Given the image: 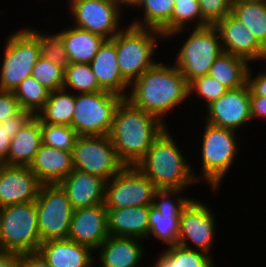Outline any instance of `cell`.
<instances>
[{
  "instance_id": "cell-1",
  "label": "cell",
  "mask_w": 266,
  "mask_h": 267,
  "mask_svg": "<svg viewBox=\"0 0 266 267\" xmlns=\"http://www.w3.org/2000/svg\"><path fill=\"white\" fill-rule=\"evenodd\" d=\"M126 98L132 105L148 112L162 123L165 116L189 99V87L180 70L173 64L158 62L130 84ZM164 119V120H163Z\"/></svg>"
},
{
  "instance_id": "cell-2",
  "label": "cell",
  "mask_w": 266,
  "mask_h": 267,
  "mask_svg": "<svg viewBox=\"0 0 266 267\" xmlns=\"http://www.w3.org/2000/svg\"><path fill=\"white\" fill-rule=\"evenodd\" d=\"M166 127L159 119L123 98L115 110L108 136L120 161L125 166H136Z\"/></svg>"
},
{
  "instance_id": "cell-3",
  "label": "cell",
  "mask_w": 266,
  "mask_h": 267,
  "mask_svg": "<svg viewBox=\"0 0 266 267\" xmlns=\"http://www.w3.org/2000/svg\"><path fill=\"white\" fill-rule=\"evenodd\" d=\"M166 127L136 165L157 189H188L195 185L193 168ZM194 183V184H193Z\"/></svg>"
},
{
  "instance_id": "cell-4",
  "label": "cell",
  "mask_w": 266,
  "mask_h": 267,
  "mask_svg": "<svg viewBox=\"0 0 266 267\" xmlns=\"http://www.w3.org/2000/svg\"><path fill=\"white\" fill-rule=\"evenodd\" d=\"M158 38L164 40L156 29L128 24L111 39L116 46L120 73L129 84L157 63L153 57L159 47Z\"/></svg>"
},
{
  "instance_id": "cell-5",
  "label": "cell",
  "mask_w": 266,
  "mask_h": 267,
  "mask_svg": "<svg viewBox=\"0 0 266 267\" xmlns=\"http://www.w3.org/2000/svg\"><path fill=\"white\" fill-rule=\"evenodd\" d=\"M204 127L201 143L202 176L196 173L195 178L198 182L206 181L215 194L230 167L234 165L240 149L238 145L241 143L237 141V131L215 126L206 121Z\"/></svg>"
},
{
  "instance_id": "cell-6",
  "label": "cell",
  "mask_w": 266,
  "mask_h": 267,
  "mask_svg": "<svg viewBox=\"0 0 266 267\" xmlns=\"http://www.w3.org/2000/svg\"><path fill=\"white\" fill-rule=\"evenodd\" d=\"M41 243L35 201L0 208L1 252H37Z\"/></svg>"
},
{
  "instance_id": "cell-7",
  "label": "cell",
  "mask_w": 266,
  "mask_h": 267,
  "mask_svg": "<svg viewBox=\"0 0 266 267\" xmlns=\"http://www.w3.org/2000/svg\"><path fill=\"white\" fill-rule=\"evenodd\" d=\"M0 68V90L14 91L27 77L41 56L39 39L28 27L9 35L4 44Z\"/></svg>"
},
{
  "instance_id": "cell-8",
  "label": "cell",
  "mask_w": 266,
  "mask_h": 267,
  "mask_svg": "<svg viewBox=\"0 0 266 267\" xmlns=\"http://www.w3.org/2000/svg\"><path fill=\"white\" fill-rule=\"evenodd\" d=\"M191 29L173 63L188 84L195 78L208 75L212 64L223 52L218 31L213 25Z\"/></svg>"
},
{
  "instance_id": "cell-9",
  "label": "cell",
  "mask_w": 266,
  "mask_h": 267,
  "mask_svg": "<svg viewBox=\"0 0 266 267\" xmlns=\"http://www.w3.org/2000/svg\"><path fill=\"white\" fill-rule=\"evenodd\" d=\"M123 97L108 91L75 94L71 127L78 136L109 135L113 116Z\"/></svg>"
},
{
  "instance_id": "cell-10",
  "label": "cell",
  "mask_w": 266,
  "mask_h": 267,
  "mask_svg": "<svg viewBox=\"0 0 266 267\" xmlns=\"http://www.w3.org/2000/svg\"><path fill=\"white\" fill-rule=\"evenodd\" d=\"M35 206L41 242L68 237L74 209L59 183L42 184Z\"/></svg>"
},
{
  "instance_id": "cell-11",
  "label": "cell",
  "mask_w": 266,
  "mask_h": 267,
  "mask_svg": "<svg viewBox=\"0 0 266 267\" xmlns=\"http://www.w3.org/2000/svg\"><path fill=\"white\" fill-rule=\"evenodd\" d=\"M72 159L74 169L101 177L106 182L125 166L108 135L78 136Z\"/></svg>"
},
{
  "instance_id": "cell-12",
  "label": "cell",
  "mask_w": 266,
  "mask_h": 267,
  "mask_svg": "<svg viewBox=\"0 0 266 267\" xmlns=\"http://www.w3.org/2000/svg\"><path fill=\"white\" fill-rule=\"evenodd\" d=\"M157 188L137 167L124 166L106 182V208H126L153 205Z\"/></svg>"
},
{
  "instance_id": "cell-13",
  "label": "cell",
  "mask_w": 266,
  "mask_h": 267,
  "mask_svg": "<svg viewBox=\"0 0 266 267\" xmlns=\"http://www.w3.org/2000/svg\"><path fill=\"white\" fill-rule=\"evenodd\" d=\"M69 13L74 26L112 39L123 28L122 8L111 0H69ZM120 24V25H119Z\"/></svg>"
},
{
  "instance_id": "cell-14",
  "label": "cell",
  "mask_w": 266,
  "mask_h": 267,
  "mask_svg": "<svg viewBox=\"0 0 266 267\" xmlns=\"http://www.w3.org/2000/svg\"><path fill=\"white\" fill-rule=\"evenodd\" d=\"M215 223L212 209L200 200L191 199L180 214L177 244L189 249H198L210 255L209 251L214 245L217 230ZM188 239L190 241L187 242Z\"/></svg>"
},
{
  "instance_id": "cell-15",
  "label": "cell",
  "mask_w": 266,
  "mask_h": 267,
  "mask_svg": "<svg viewBox=\"0 0 266 267\" xmlns=\"http://www.w3.org/2000/svg\"><path fill=\"white\" fill-rule=\"evenodd\" d=\"M206 122L215 126L239 131L252 121L250 108V88L244 86L229 89L224 95L206 107Z\"/></svg>"
},
{
  "instance_id": "cell-16",
  "label": "cell",
  "mask_w": 266,
  "mask_h": 267,
  "mask_svg": "<svg viewBox=\"0 0 266 267\" xmlns=\"http://www.w3.org/2000/svg\"><path fill=\"white\" fill-rule=\"evenodd\" d=\"M218 31L223 52L251 61L266 63V48L252 32L232 13L213 25Z\"/></svg>"
},
{
  "instance_id": "cell-17",
  "label": "cell",
  "mask_w": 266,
  "mask_h": 267,
  "mask_svg": "<svg viewBox=\"0 0 266 267\" xmlns=\"http://www.w3.org/2000/svg\"><path fill=\"white\" fill-rule=\"evenodd\" d=\"M42 183L27 166L0 165V208L33 202Z\"/></svg>"
},
{
  "instance_id": "cell-18",
  "label": "cell",
  "mask_w": 266,
  "mask_h": 267,
  "mask_svg": "<svg viewBox=\"0 0 266 267\" xmlns=\"http://www.w3.org/2000/svg\"><path fill=\"white\" fill-rule=\"evenodd\" d=\"M108 236L107 208L104 203L74 210L68 239L96 251Z\"/></svg>"
},
{
  "instance_id": "cell-19",
  "label": "cell",
  "mask_w": 266,
  "mask_h": 267,
  "mask_svg": "<svg viewBox=\"0 0 266 267\" xmlns=\"http://www.w3.org/2000/svg\"><path fill=\"white\" fill-rule=\"evenodd\" d=\"M59 184L74 210L104 203L106 181L101 177L73 169Z\"/></svg>"
},
{
  "instance_id": "cell-20",
  "label": "cell",
  "mask_w": 266,
  "mask_h": 267,
  "mask_svg": "<svg viewBox=\"0 0 266 267\" xmlns=\"http://www.w3.org/2000/svg\"><path fill=\"white\" fill-rule=\"evenodd\" d=\"M91 70L96 76L99 86L108 92L126 98L130 84L122 77L117 60L115 43L105 40L90 63Z\"/></svg>"
},
{
  "instance_id": "cell-21",
  "label": "cell",
  "mask_w": 266,
  "mask_h": 267,
  "mask_svg": "<svg viewBox=\"0 0 266 267\" xmlns=\"http://www.w3.org/2000/svg\"><path fill=\"white\" fill-rule=\"evenodd\" d=\"M93 250L68 238L42 242L38 253L51 267H93Z\"/></svg>"
},
{
  "instance_id": "cell-22",
  "label": "cell",
  "mask_w": 266,
  "mask_h": 267,
  "mask_svg": "<svg viewBox=\"0 0 266 267\" xmlns=\"http://www.w3.org/2000/svg\"><path fill=\"white\" fill-rule=\"evenodd\" d=\"M150 205L126 208H107L109 236L148 240Z\"/></svg>"
},
{
  "instance_id": "cell-23",
  "label": "cell",
  "mask_w": 266,
  "mask_h": 267,
  "mask_svg": "<svg viewBox=\"0 0 266 267\" xmlns=\"http://www.w3.org/2000/svg\"><path fill=\"white\" fill-rule=\"evenodd\" d=\"M29 168L42 184L60 183L74 169L72 151L42 143Z\"/></svg>"
},
{
  "instance_id": "cell-24",
  "label": "cell",
  "mask_w": 266,
  "mask_h": 267,
  "mask_svg": "<svg viewBox=\"0 0 266 267\" xmlns=\"http://www.w3.org/2000/svg\"><path fill=\"white\" fill-rule=\"evenodd\" d=\"M132 237L108 236L96 249L98 251L100 267H141L144 252L140 242Z\"/></svg>"
},
{
  "instance_id": "cell-25",
  "label": "cell",
  "mask_w": 266,
  "mask_h": 267,
  "mask_svg": "<svg viewBox=\"0 0 266 267\" xmlns=\"http://www.w3.org/2000/svg\"><path fill=\"white\" fill-rule=\"evenodd\" d=\"M41 144L42 131L40 120L33 116L11 139L8 165L29 167Z\"/></svg>"
},
{
  "instance_id": "cell-26",
  "label": "cell",
  "mask_w": 266,
  "mask_h": 267,
  "mask_svg": "<svg viewBox=\"0 0 266 267\" xmlns=\"http://www.w3.org/2000/svg\"><path fill=\"white\" fill-rule=\"evenodd\" d=\"M62 39L70 63L90 64L99 47L106 40L87 30L72 25V28L62 30Z\"/></svg>"
},
{
  "instance_id": "cell-27",
  "label": "cell",
  "mask_w": 266,
  "mask_h": 267,
  "mask_svg": "<svg viewBox=\"0 0 266 267\" xmlns=\"http://www.w3.org/2000/svg\"><path fill=\"white\" fill-rule=\"evenodd\" d=\"M174 0H139L135 8H144L143 17L134 19L130 25L160 31L165 40L171 34V17ZM143 20V21H142Z\"/></svg>"
},
{
  "instance_id": "cell-28",
  "label": "cell",
  "mask_w": 266,
  "mask_h": 267,
  "mask_svg": "<svg viewBox=\"0 0 266 267\" xmlns=\"http://www.w3.org/2000/svg\"><path fill=\"white\" fill-rule=\"evenodd\" d=\"M249 64L245 59L222 52L212 64L209 74L228 89H236L247 83Z\"/></svg>"
},
{
  "instance_id": "cell-29",
  "label": "cell",
  "mask_w": 266,
  "mask_h": 267,
  "mask_svg": "<svg viewBox=\"0 0 266 267\" xmlns=\"http://www.w3.org/2000/svg\"><path fill=\"white\" fill-rule=\"evenodd\" d=\"M75 94L64 88L49 93L44 108L37 114L40 123L71 125Z\"/></svg>"
},
{
  "instance_id": "cell-30",
  "label": "cell",
  "mask_w": 266,
  "mask_h": 267,
  "mask_svg": "<svg viewBox=\"0 0 266 267\" xmlns=\"http://www.w3.org/2000/svg\"><path fill=\"white\" fill-rule=\"evenodd\" d=\"M212 257L203 251L177 244L164 249L153 267H214Z\"/></svg>"
},
{
  "instance_id": "cell-31",
  "label": "cell",
  "mask_w": 266,
  "mask_h": 267,
  "mask_svg": "<svg viewBox=\"0 0 266 267\" xmlns=\"http://www.w3.org/2000/svg\"><path fill=\"white\" fill-rule=\"evenodd\" d=\"M231 12L266 48V0L233 3Z\"/></svg>"
},
{
  "instance_id": "cell-32",
  "label": "cell",
  "mask_w": 266,
  "mask_h": 267,
  "mask_svg": "<svg viewBox=\"0 0 266 267\" xmlns=\"http://www.w3.org/2000/svg\"><path fill=\"white\" fill-rule=\"evenodd\" d=\"M63 88L74 94L103 91L90 64L86 63H69L65 68Z\"/></svg>"
},
{
  "instance_id": "cell-33",
  "label": "cell",
  "mask_w": 266,
  "mask_h": 267,
  "mask_svg": "<svg viewBox=\"0 0 266 267\" xmlns=\"http://www.w3.org/2000/svg\"><path fill=\"white\" fill-rule=\"evenodd\" d=\"M49 93L50 91L32 76L25 78L13 91L21 109L30 112L33 116H37L44 108Z\"/></svg>"
},
{
  "instance_id": "cell-34",
  "label": "cell",
  "mask_w": 266,
  "mask_h": 267,
  "mask_svg": "<svg viewBox=\"0 0 266 267\" xmlns=\"http://www.w3.org/2000/svg\"><path fill=\"white\" fill-rule=\"evenodd\" d=\"M149 235H152L168 246L177 245L179 235L180 214L160 213L153 205L149 212Z\"/></svg>"
},
{
  "instance_id": "cell-35",
  "label": "cell",
  "mask_w": 266,
  "mask_h": 267,
  "mask_svg": "<svg viewBox=\"0 0 266 267\" xmlns=\"http://www.w3.org/2000/svg\"><path fill=\"white\" fill-rule=\"evenodd\" d=\"M173 14L171 17V34L166 37L173 38L175 35L187 31L185 28L190 23L196 22L194 28L208 26L202 19L200 4L198 0L174 2Z\"/></svg>"
},
{
  "instance_id": "cell-36",
  "label": "cell",
  "mask_w": 266,
  "mask_h": 267,
  "mask_svg": "<svg viewBox=\"0 0 266 267\" xmlns=\"http://www.w3.org/2000/svg\"><path fill=\"white\" fill-rule=\"evenodd\" d=\"M38 39L41 47V56L52 61L55 64L66 68L69 63V57L62 39V30L58 33L46 34L35 28H28Z\"/></svg>"
},
{
  "instance_id": "cell-37",
  "label": "cell",
  "mask_w": 266,
  "mask_h": 267,
  "mask_svg": "<svg viewBox=\"0 0 266 267\" xmlns=\"http://www.w3.org/2000/svg\"><path fill=\"white\" fill-rule=\"evenodd\" d=\"M65 68L40 56L32 70V77L50 92L63 88Z\"/></svg>"
},
{
  "instance_id": "cell-38",
  "label": "cell",
  "mask_w": 266,
  "mask_h": 267,
  "mask_svg": "<svg viewBox=\"0 0 266 267\" xmlns=\"http://www.w3.org/2000/svg\"><path fill=\"white\" fill-rule=\"evenodd\" d=\"M40 125L43 144L59 150H73L78 135L71 126L47 123Z\"/></svg>"
},
{
  "instance_id": "cell-39",
  "label": "cell",
  "mask_w": 266,
  "mask_h": 267,
  "mask_svg": "<svg viewBox=\"0 0 266 267\" xmlns=\"http://www.w3.org/2000/svg\"><path fill=\"white\" fill-rule=\"evenodd\" d=\"M32 117L33 115L30 112L22 109L18 114L8 117L4 122L0 123V165H8L11 139Z\"/></svg>"
},
{
  "instance_id": "cell-40",
  "label": "cell",
  "mask_w": 266,
  "mask_h": 267,
  "mask_svg": "<svg viewBox=\"0 0 266 267\" xmlns=\"http://www.w3.org/2000/svg\"><path fill=\"white\" fill-rule=\"evenodd\" d=\"M189 96L195 95L204 99L205 107L209 106L213 101L224 95L229 89L220 84L210 75L195 78L189 84Z\"/></svg>"
},
{
  "instance_id": "cell-41",
  "label": "cell",
  "mask_w": 266,
  "mask_h": 267,
  "mask_svg": "<svg viewBox=\"0 0 266 267\" xmlns=\"http://www.w3.org/2000/svg\"><path fill=\"white\" fill-rule=\"evenodd\" d=\"M182 191V189H157L154 195L153 206L158 209L160 213L181 214L182 209L192 199L186 198V196L180 197ZM173 196L175 198H173Z\"/></svg>"
},
{
  "instance_id": "cell-42",
  "label": "cell",
  "mask_w": 266,
  "mask_h": 267,
  "mask_svg": "<svg viewBox=\"0 0 266 267\" xmlns=\"http://www.w3.org/2000/svg\"><path fill=\"white\" fill-rule=\"evenodd\" d=\"M202 19L208 25H214L232 10V0H198Z\"/></svg>"
},
{
  "instance_id": "cell-43",
  "label": "cell",
  "mask_w": 266,
  "mask_h": 267,
  "mask_svg": "<svg viewBox=\"0 0 266 267\" xmlns=\"http://www.w3.org/2000/svg\"><path fill=\"white\" fill-rule=\"evenodd\" d=\"M19 101L13 94V91L0 90V123L8 117L18 114L21 111Z\"/></svg>"
},
{
  "instance_id": "cell-44",
  "label": "cell",
  "mask_w": 266,
  "mask_h": 267,
  "mask_svg": "<svg viewBox=\"0 0 266 267\" xmlns=\"http://www.w3.org/2000/svg\"><path fill=\"white\" fill-rule=\"evenodd\" d=\"M266 69V68H265ZM252 74L251 67L249 66L247 73V84L250 88V96H265L266 97V71L259 72L256 77Z\"/></svg>"
},
{
  "instance_id": "cell-45",
  "label": "cell",
  "mask_w": 266,
  "mask_h": 267,
  "mask_svg": "<svg viewBox=\"0 0 266 267\" xmlns=\"http://www.w3.org/2000/svg\"><path fill=\"white\" fill-rule=\"evenodd\" d=\"M250 108L252 119L266 118V97L265 96H250Z\"/></svg>"
},
{
  "instance_id": "cell-46",
  "label": "cell",
  "mask_w": 266,
  "mask_h": 267,
  "mask_svg": "<svg viewBox=\"0 0 266 267\" xmlns=\"http://www.w3.org/2000/svg\"><path fill=\"white\" fill-rule=\"evenodd\" d=\"M21 267H51L38 252L21 253Z\"/></svg>"
},
{
  "instance_id": "cell-47",
  "label": "cell",
  "mask_w": 266,
  "mask_h": 267,
  "mask_svg": "<svg viewBox=\"0 0 266 267\" xmlns=\"http://www.w3.org/2000/svg\"><path fill=\"white\" fill-rule=\"evenodd\" d=\"M0 267H21V253L0 251Z\"/></svg>"
},
{
  "instance_id": "cell-48",
  "label": "cell",
  "mask_w": 266,
  "mask_h": 267,
  "mask_svg": "<svg viewBox=\"0 0 266 267\" xmlns=\"http://www.w3.org/2000/svg\"><path fill=\"white\" fill-rule=\"evenodd\" d=\"M114 4L118 5L120 8L123 6L135 7L139 0H111ZM123 5V6H122Z\"/></svg>"
},
{
  "instance_id": "cell-49",
  "label": "cell",
  "mask_w": 266,
  "mask_h": 267,
  "mask_svg": "<svg viewBox=\"0 0 266 267\" xmlns=\"http://www.w3.org/2000/svg\"><path fill=\"white\" fill-rule=\"evenodd\" d=\"M243 1H257V0H232V3H239Z\"/></svg>"
},
{
  "instance_id": "cell-50",
  "label": "cell",
  "mask_w": 266,
  "mask_h": 267,
  "mask_svg": "<svg viewBox=\"0 0 266 267\" xmlns=\"http://www.w3.org/2000/svg\"><path fill=\"white\" fill-rule=\"evenodd\" d=\"M185 1H192V0H174V2H185Z\"/></svg>"
}]
</instances>
